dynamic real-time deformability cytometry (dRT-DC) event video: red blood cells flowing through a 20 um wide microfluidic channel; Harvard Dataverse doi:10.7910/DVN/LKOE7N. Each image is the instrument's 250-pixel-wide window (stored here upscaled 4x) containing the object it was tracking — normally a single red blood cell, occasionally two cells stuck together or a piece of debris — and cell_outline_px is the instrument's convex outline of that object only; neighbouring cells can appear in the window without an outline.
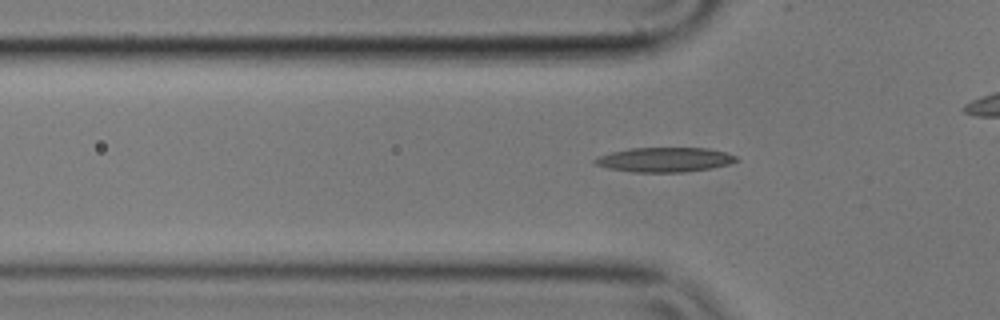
{"species": "common noctule bat (a hibernating species)", "species_latin": "Nyctalus noctula", "temperature_condition": "cold", "stored_images_in_passage": 36, "camera_frame_rate_fps": 3000, "um_per_image_px": 0.085, "animal": {"sex": "male", "body_mass_g": 17.9}, "frame": {"image": 1, "passage_image": 8, "time_ms": 2.333, "image_size_px": [1000, 320], "cell_outline_px": [[740, 160], [728, 164], [712, 168], [680, 172], [632, 172], [608, 168], [592, 164], [592, 160], [600, 156], [612, 152], [632, 148], [708, 148], [724, 152], [736, 156]], "centroid_in_image_um": [56.48, 13.57], "position_along_channel_um": 69.3, "area_um2": 20.17}}
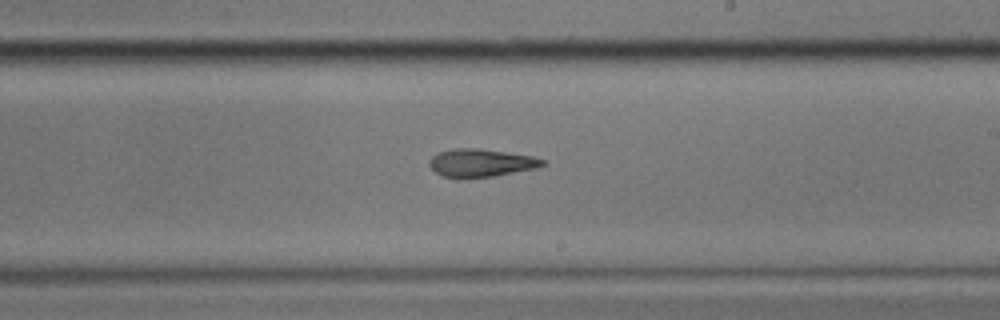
{"frame": {"image": 2, "passage_image": 23, "time_ms": 7.333, "image_size_px": [1000, 320], "cell_outline_px": [[544, 164], [536, 168], [492, 176], [444, 176], [436, 172], [428, 164], [428, 160], [432, 156], [440, 152], [452, 148], [480, 148], [532, 156], [544, 160]], "centroid_in_image_um": [40.87, 13.81], "position_along_channel_um": 248.1, "area_um2": 17.86}}
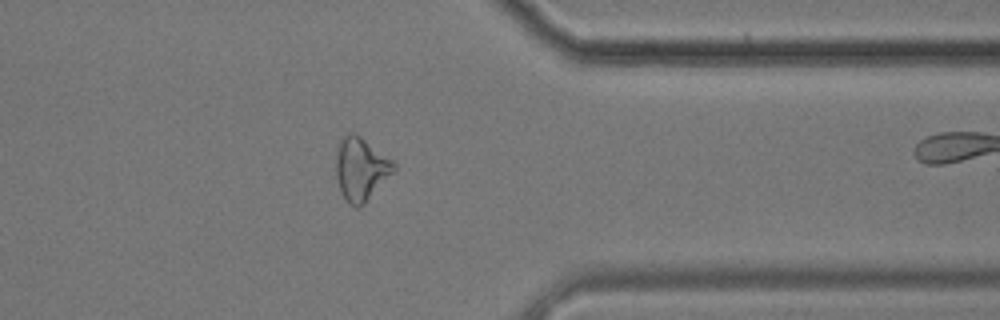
{"frame": {"image": 3, "passage_image": 35, "time_ms": 11.333, "image_size_px": [1000, 320], "cell_outline_px": [[396, 168], [364, 204], [356, 208], [348, 204], [340, 192], [336, 180], [336, 156], [340, 140], [348, 132], [356, 132], [392, 160], [396, 164]], "centroid_in_image_um": [30.64, 14.36], "position_along_channel_um": 380.8, "area_um2": 21.21}}